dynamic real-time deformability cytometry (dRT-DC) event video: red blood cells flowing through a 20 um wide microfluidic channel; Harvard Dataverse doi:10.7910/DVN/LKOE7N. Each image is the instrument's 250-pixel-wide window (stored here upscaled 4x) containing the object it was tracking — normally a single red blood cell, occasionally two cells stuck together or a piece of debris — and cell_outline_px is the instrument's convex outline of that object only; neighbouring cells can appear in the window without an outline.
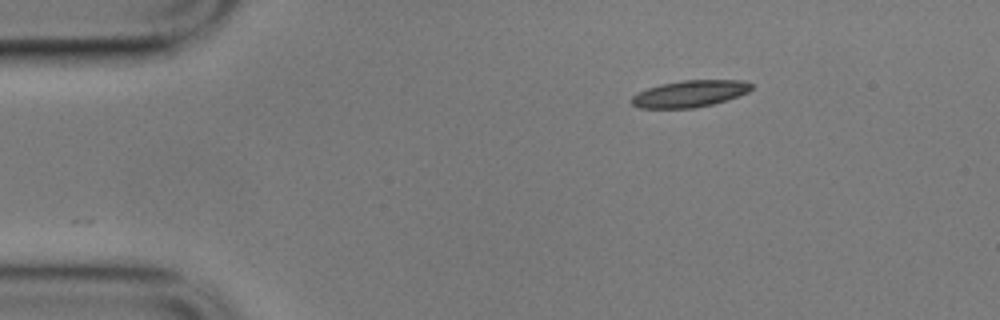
{"species": "common noctule bat (a hibernating species)", "species_latin": "Nyctalus noctula", "temperature_condition": "cold", "stored_images_in_passage": 49, "camera_frame_rate_fps": 3000, "um_per_image_px": 0.085, "animal": {"sex": "male", "body_mass_g": 17.9}, "frame": {"image": 1, "passage_image": 1, "time_ms": 0.0, "image_size_px": [1000, 320], "cell_outline_px": [[752, 88], [748, 92], [712, 104], [692, 108], [640, 108], [632, 104], [632, 96], [648, 88], [660, 84], [684, 80], [744, 80], [752, 84]], "centroid_in_image_um": [58.63, 7.96], "position_along_channel_um": 26.4, "area_um2": 18.38}}
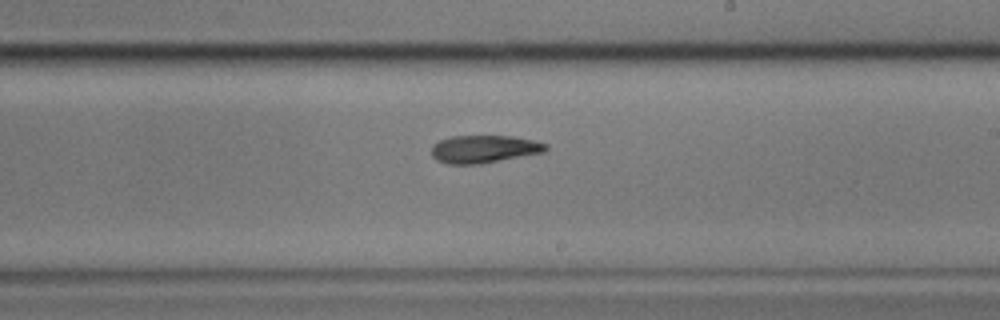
{"frame": {"image": 2, "passage_image": 25, "time_ms": 8.0, "image_size_px": [1000, 320], "cell_outline_px": [[548, 148], [544, 152], [480, 164], [448, 164], [436, 160], [432, 156], [432, 144], [440, 140], [452, 136], [512, 136], [532, 140], [548, 144]], "centroid_in_image_um": [41.13, 12.67], "position_along_channel_um": 247.9, "area_um2": 18.44}}
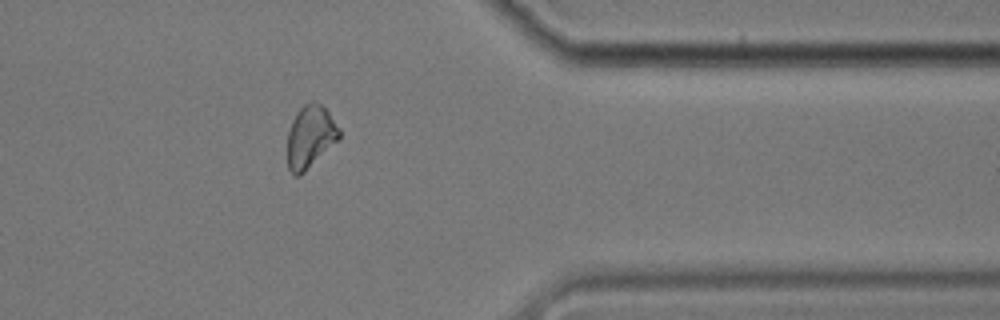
{"frame": {"image": 3, "passage_image": 38, "time_ms": 12.333, "image_size_px": [1000, 320], "cell_outline_px": [[340, 136], [300, 176], [296, 176], [288, 168], [288, 132], [292, 120], [296, 112], [304, 104], [312, 100], [316, 100], [328, 112], [340, 128]], "centroid_in_image_um": [26.35, 11.58], "position_along_channel_um": 385.0, "area_um2": 18.5}, "authors_computed_cell_mechanics": {"area_um2": 19.1318, "velocity_mm_per_s": 3.5066, "shape_relaxation_time_tau1_ms": 4.3668, "shape_relaxation_time_tau2_ms": 8.5822, "deformation_change_tau1": 0.1471, "deformation_change_tau2": 0.1642}}